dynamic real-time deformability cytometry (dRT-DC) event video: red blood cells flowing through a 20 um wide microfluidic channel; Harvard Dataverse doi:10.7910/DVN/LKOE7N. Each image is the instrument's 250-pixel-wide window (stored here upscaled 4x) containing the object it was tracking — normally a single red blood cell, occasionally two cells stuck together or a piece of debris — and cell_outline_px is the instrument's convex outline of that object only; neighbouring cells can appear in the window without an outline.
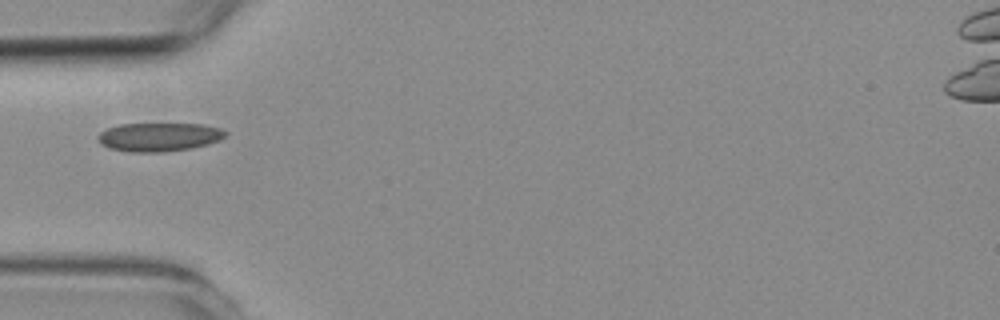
{"species": "common noctule bat (a hibernating species)", "species_latin": "Nyctalus noctula", "temperature_condition": "room temperature", "stored_images_in_passage": 2, "camera_frame_rate_fps": 3000, "um_per_image_px": 0.085, "animal": {"sex": "female", "body_mass_g": 19.3, "forearm_length_mm": 54.1}, "frame": {"image": 1, "passage_image": 2, "time_ms": 2.0, "image_size_px": [1000, 320], "cell_outline_px": [[228, 132], [220, 140], [208, 144], [188, 148], [164, 152], [128, 152], [108, 148], [100, 144], [96, 136], [100, 132], [108, 128], [120, 124], [200, 124], [220, 128]], "centroid_in_image_um": [13.47, 11.65], "position_along_channel_um": 71.5, "area_um2": 21.27}}